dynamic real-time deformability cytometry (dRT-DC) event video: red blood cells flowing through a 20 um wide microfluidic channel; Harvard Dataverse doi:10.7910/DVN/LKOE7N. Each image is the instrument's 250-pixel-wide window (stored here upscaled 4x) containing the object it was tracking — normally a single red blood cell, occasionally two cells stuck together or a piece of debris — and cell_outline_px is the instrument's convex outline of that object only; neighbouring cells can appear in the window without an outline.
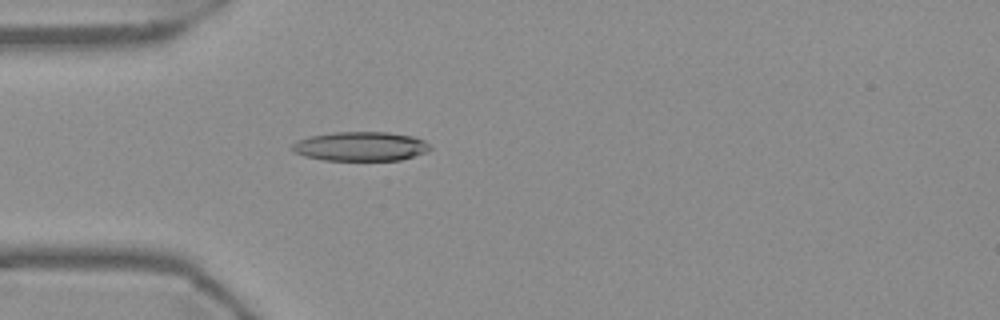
{"species": "Egyptian fruit bat (a non-hibernating species)", "species_latin": "Rousettus aegyptiacus", "temperature_condition": "warm", "stored_images_in_passage": 55, "camera_frame_rate_fps": 3000, "um_per_image_px": 0.085, "frame": {"image": 1, "passage_image": 16, "time_ms": 5.0, "image_size_px": [1000, 320], "cell_outline_px": [[432, 148], [424, 152], [400, 160], [324, 160], [304, 156], [288, 148], [292, 144], [300, 140], [312, 136], [336, 132], [388, 132], [416, 136], [424, 140]], "centroid_in_image_um": [30.66, 12.43], "position_along_channel_um": 54.3, "area_um2": 23.35}}
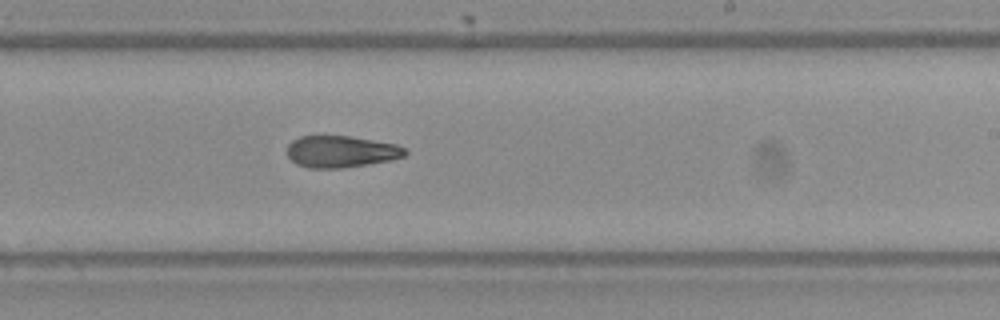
{"frame": {"image": 2, "passage_image": 33, "time_ms": 10.667, "image_size_px": [1000, 320], "cell_outline_px": [[408, 152], [404, 156], [392, 160], [368, 164], [340, 168], [308, 168], [296, 164], [288, 156], [288, 144], [292, 140], [300, 136], [352, 136], [396, 144], [404, 148]], "centroid_in_image_um": [28.99, 12.88], "position_along_channel_um": 260.0, "area_um2": 21.85}}
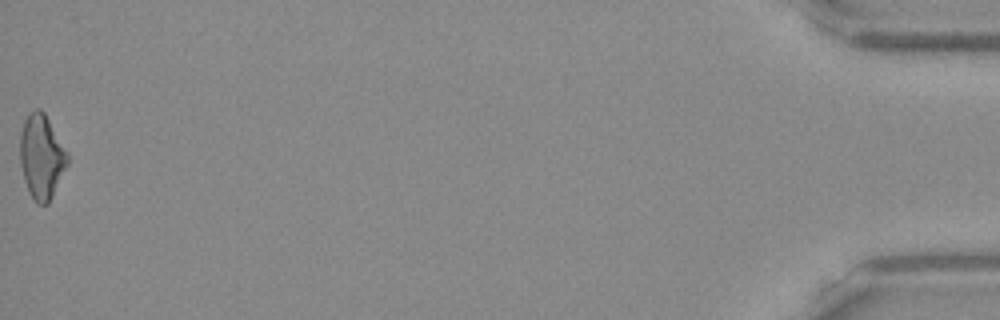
{"frame": {"image": 3, "passage_image": 55, "time_ms": 18.0, "image_size_px": [1000, 320], "cell_outline_px": [[68, 164], [48, 204], [36, 204], [28, 192], [24, 180], [20, 164], [20, 132], [24, 120], [36, 108], [40, 108], [44, 112], [68, 152]], "centroid_in_image_um": [3.52, 13.33], "position_along_channel_um": 431.7, "area_um2": 23.35}, "authors_computed_cell_mechanics": {"area_um2": 22.7154, "velocity_mm_per_s": 3.7328, "shape_relaxation_time_tau1_ms": null, "shape_relaxation_time_tau2_ms": 7.8536, "deformation_change_tau1": null, "deformation_change_tau2": 0.1806}}